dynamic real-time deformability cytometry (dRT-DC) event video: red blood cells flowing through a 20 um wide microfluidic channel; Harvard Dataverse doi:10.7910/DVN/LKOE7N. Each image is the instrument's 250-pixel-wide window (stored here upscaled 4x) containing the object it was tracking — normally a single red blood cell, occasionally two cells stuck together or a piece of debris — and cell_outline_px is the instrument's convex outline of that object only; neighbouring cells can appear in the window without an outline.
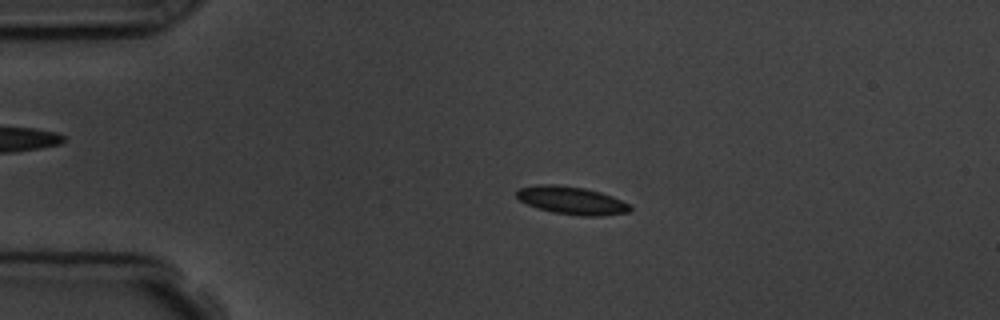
{"species": "common noctule bat (a hibernating species)", "species_latin": "Nyctalus noctula", "temperature_condition": "room temperature", "stored_images_in_passage": 4, "camera_frame_rate_fps": 3000, "um_per_image_px": 0.085, "animal": {"sex": "male", "body_mass_g": 19.5, "forearm_length_mm": 54.6}, "frame": {"image": 1, "passage_image": 3, "time_ms": 2.333, "image_size_px": [1000, 320], "cell_outline_px": [[632, 208], [628, 212], [600, 216], [580, 216], [556, 212], [536, 208], [520, 200], [516, 196], [516, 192], [520, 188], [536, 184], [556, 184], [584, 188], [600, 192], [612, 196], [628, 204]], "centroid_in_image_um": [48.57, 17.03], "position_along_channel_um": 36.4, "area_um2": 18.26}}